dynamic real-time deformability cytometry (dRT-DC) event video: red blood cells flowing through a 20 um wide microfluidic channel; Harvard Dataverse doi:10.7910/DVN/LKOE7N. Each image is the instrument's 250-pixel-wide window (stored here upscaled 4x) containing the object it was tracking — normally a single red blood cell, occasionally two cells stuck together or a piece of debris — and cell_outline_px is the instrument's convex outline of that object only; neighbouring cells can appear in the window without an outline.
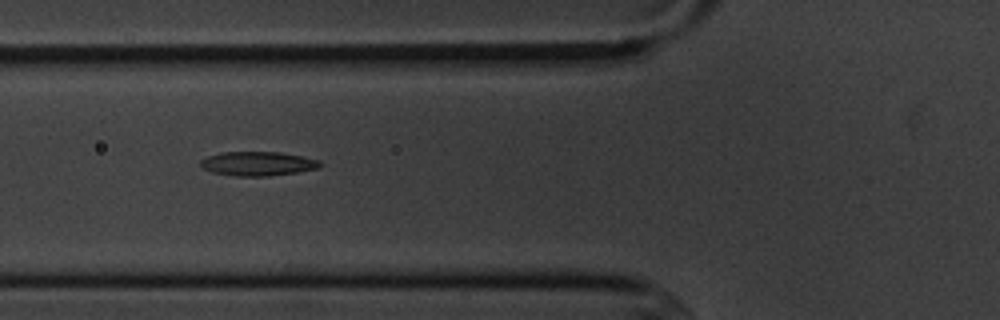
{"species": "common noctule bat (a hibernating species)", "species_latin": "Nyctalus noctula", "temperature_condition": "cold", "stored_images_in_passage": 9, "camera_frame_rate_fps": 3000, "um_per_image_px": 0.085, "animal": {"sex": "male", "body_mass_g": 20.1, "forearm_length_mm": 53.5}, "frame": {"image": 1, "passage_image": 6, "time_ms": 6.0, "image_size_px": [1000, 320], "cell_outline_px": [[324, 164], [320, 168], [296, 172], [268, 176], [236, 176], [212, 172], [204, 168], [200, 164], [200, 160], [208, 156], [224, 152], [280, 152], [304, 156], [320, 160]], "centroid_in_image_um": [21.97, 13.91], "position_along_channel_um": 103.8, "area_um2": 16.88}}
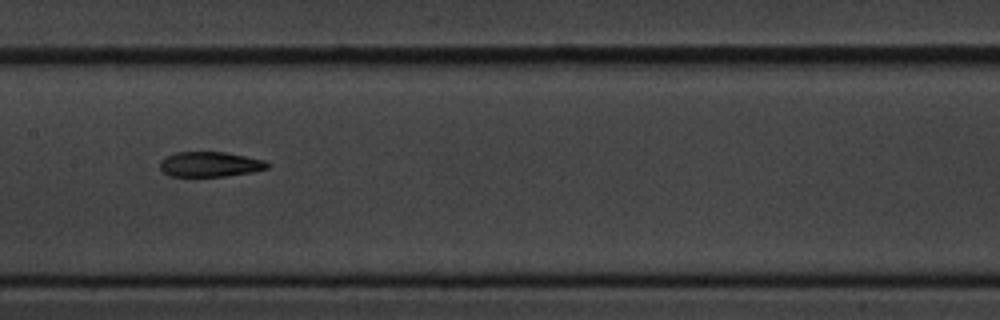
{"frame": {"image": 2, "passage_image": 8, "time_ms": 8.333, "image_size_px": [1000, 320], "cell_outline_px": [[268, 168], [252, 172], [224, 176], [168, 176], [160, 168], [160, 160], [164, 156], [176, 152], [224, 152], [264, 160], [268, 164]], "centroid_in_image_um": [17.79, 13.96], "position_along_channel_um": 189.6, "area_um2": 15.61}}
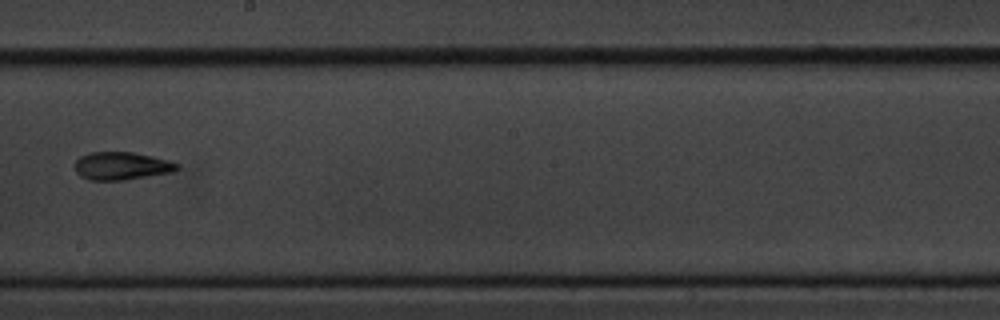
{"frame": {"image": 3, "passage_image": 9, "time_ms": 9.667, "image_size_px": [1000, 320], "cell_outline_px": [[180, 168], [172, 172], [124, 180], [88, 180], [80, 176], [76, 172], [72, 164], [80, 156], [88, 152], [132, 152], [152, 156], [168, 160], [180, 164]], "centroid_in_image_um": [10.29, 14.1], "position_along_channel_um": 237.9, "area_um2": 16.82}}